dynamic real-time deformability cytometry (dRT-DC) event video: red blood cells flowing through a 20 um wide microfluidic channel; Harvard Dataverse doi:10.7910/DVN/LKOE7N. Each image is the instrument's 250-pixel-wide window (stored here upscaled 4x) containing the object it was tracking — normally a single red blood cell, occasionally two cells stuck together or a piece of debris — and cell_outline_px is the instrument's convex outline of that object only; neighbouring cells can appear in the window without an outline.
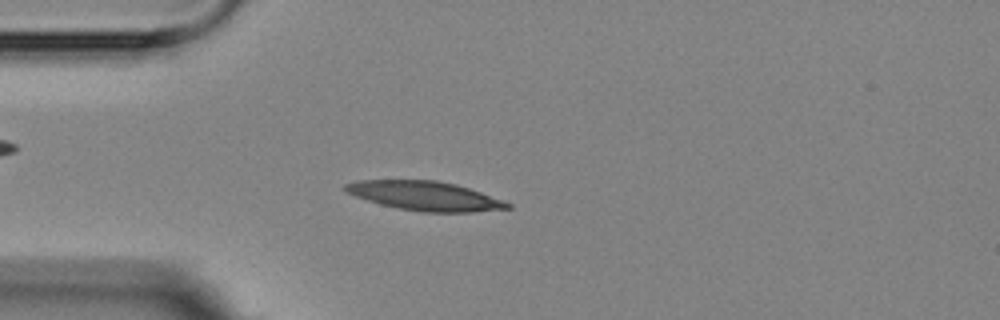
{"species": "Egyptian fruit bat (a non-hibernating species)", "species_latin": "Rousettus aegyptiacus", "temperature_condition": "room temperature", "stored_images_in_passage": 5, "camera_frame_rate_fps": 3000, "um_per_image_px": 0.085, "animal": {"sex": "female"}, "frame": {"image": 1, "passage_image": 5, "time_ms": 4.333, "image_size_px": [1000, 320], "cell_outline_px": [[512, 208], [472, 212], [420, 212], [380, 204], [356, 196], [348, 192], [344, 188], [344, 184], [356, 180], [436, 180], [456, 184], [480, 192], [512, 204]], "centroid_in_image_um": [36.12, 16.65], "position_along_channel_um": 48.9, "area_um2": 27.34}}